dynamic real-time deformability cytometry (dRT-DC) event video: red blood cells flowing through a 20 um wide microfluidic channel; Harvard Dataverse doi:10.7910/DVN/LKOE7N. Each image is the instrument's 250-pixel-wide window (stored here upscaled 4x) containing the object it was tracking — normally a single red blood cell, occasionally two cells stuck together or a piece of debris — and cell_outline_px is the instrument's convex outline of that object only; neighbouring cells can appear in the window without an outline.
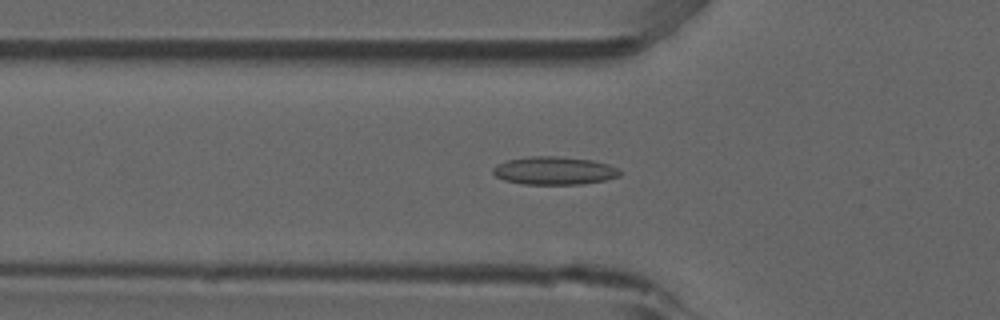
{"species": "common noctule bat (a hibernating species)", "species_latin": "Nyctalus noctula", "temperature_condition": "room temperature", "stored_images_in_passage": 53, "camera_frame_rate_fps": 3000, "um_per_image_px": 0.085, "animal": {"sex": "male", "forearm_length_mm": 52.5}, "frame": {"image": 1, "passage_image": 18, "time_ms": 5.667, "image_size_px": [1000, 320], "cell_outline_px": [[620, 176], [604, 180], [584, 184], [524, 184], [504, 180], [496, 176], [492, 172], [492, 168], [496, 164], [504, 160], [532, 156], [556, 156], [592, 160], [608, 164], [620, 168]], "centroid_in_image_um": [47.1, 14.5], "position_along_channel_um": 78.7, "area_um2": 20.87}}
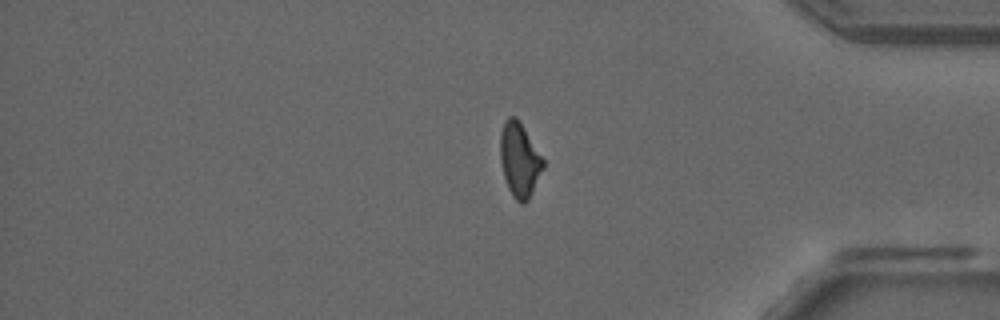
{"frame": {"image": 2, "passage_image": 44, "time_ms": 14.333, "image_size_px": [1000, 320], "cell_outline_px": [[544, 168], [528, 200], [524, 204], [520, 204], [512, 196], [508, 188], [504, 176], [500, 160], [500, 132], [504, 120], [508, 116], [516, 116], [524, 128], [544, 160]], "centroid_in_image_um": [44.14, 13.58], "position_along_channel_um": 391.1, "area_um2": 18.61}}
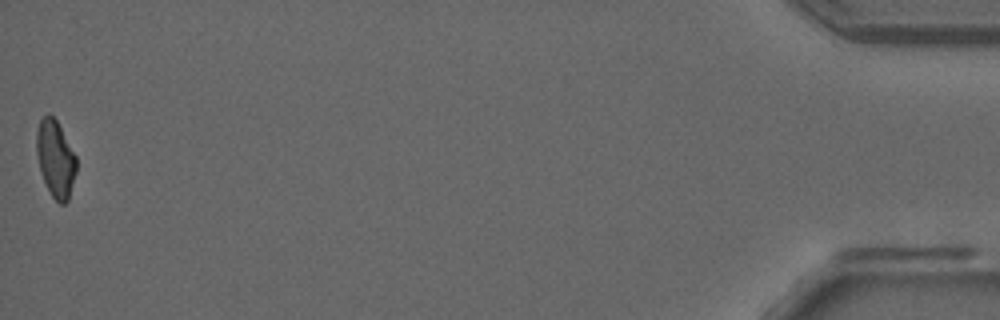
{"frame": {"image": 3, "passage_image": 53, "time_ms": 17.333, "image_size_px": [1000, 320], "cell_outline_px": [[76, 172], [68, 200], [64, 204], [60, 204], [52, 196], [44, 180], [40, 168], [36, 152], [36, 132], [40, 120], [48, 112], [56, 120], [76, 156]], "centroid_in_image_um": [4.71, 13.48], "position_along_channel_um": 430.5, "area_um2": 17.57}, "authors_computed_cell_mechanics": {"area_um2": 18.785, "velocity_mm_per_s": 3.8657, "shape_relaxation_time_tau1_ms": null, "shape_relaxation_time_tau2_ms": 2.7384, "deformation_change_tau1": null, "deformation_change_tau2": 0.1025}}